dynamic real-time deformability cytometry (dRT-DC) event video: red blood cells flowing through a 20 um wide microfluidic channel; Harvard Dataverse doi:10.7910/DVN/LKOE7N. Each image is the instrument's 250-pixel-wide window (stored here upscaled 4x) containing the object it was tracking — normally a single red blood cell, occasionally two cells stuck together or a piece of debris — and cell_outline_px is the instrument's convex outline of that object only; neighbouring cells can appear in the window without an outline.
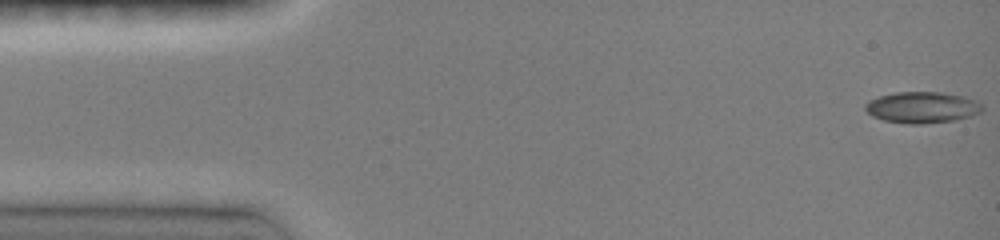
{"species": "common noctule bat (a hibernating species)", "species_latin": "Nyctalus noctula", "temperature_condition": "room temperature", "stored_images_in_passage": 22, "camera_frame_rate_fps": 3000, "um_per_image_px": 0.085, "animal": {"sex": "female", "body_mass_g": 19.0, "forearm_length_mm": 51.5}, "frame": {"image": 1, "passage_image": 1, "time_ms": 0.0, "image_size_px": [1000, 240], "cell_outline_px": [[984, 112], [972, 116], [956, 120], [924, 124], [908, 124], [884, 120], [872, 116], [864, 108], [864, 104], [868, 100], [880, 96], [896, 92], [940, 92], [964, 96], [976, 100], [984, 104]], "centroid_in_image_um": [78.44, 9.13], "position_along_channel_um": 6.6, "area_um2": 21.68}}
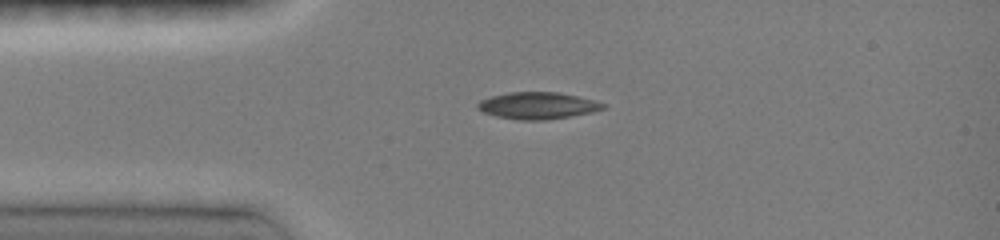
{"frame": {"image": 2, "passage_image": 12, "time_ms": 3.333, "image_size_px": [1000, 240], "cell_outline_px": [[608, 104], [604, 108], [592, 112], [548, 120], [520, 120], [496, 116], [484, 112], [476, 108], [476, 104], [480, 100], [492, 96], [508, 92], [560, 92]], "centroid_in_image_um": [45.68, 8.97], "position_along_channel_um": 39.3, "area_um2": 19.59}}
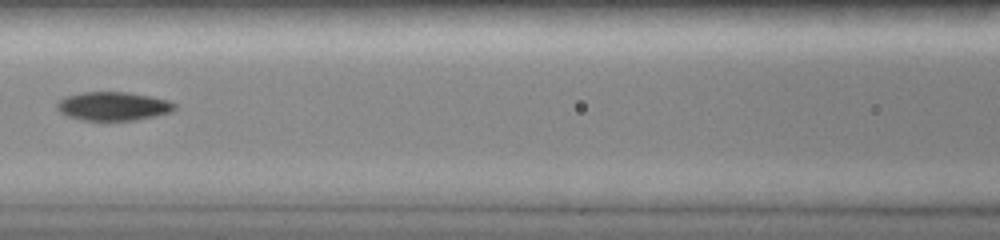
{"frame": {"image": 3, "passage_image": 19, "time_ms": 6.667, "image_size_px": [1000, 240], "cell_outline_px": [[176, 108], [172, 112], [156, 116], [136, 120], [84, 120], [68, 116], [60, 112], [56, 108], [56, 104], [64, 96], [80, 92], [128, 92], [152, 96], [168, 100], [176, 104]], "centroid_in_image_um": [9.64, 9.02], "position_along_channel_um": 157.0, "area_um2": 19.83}}